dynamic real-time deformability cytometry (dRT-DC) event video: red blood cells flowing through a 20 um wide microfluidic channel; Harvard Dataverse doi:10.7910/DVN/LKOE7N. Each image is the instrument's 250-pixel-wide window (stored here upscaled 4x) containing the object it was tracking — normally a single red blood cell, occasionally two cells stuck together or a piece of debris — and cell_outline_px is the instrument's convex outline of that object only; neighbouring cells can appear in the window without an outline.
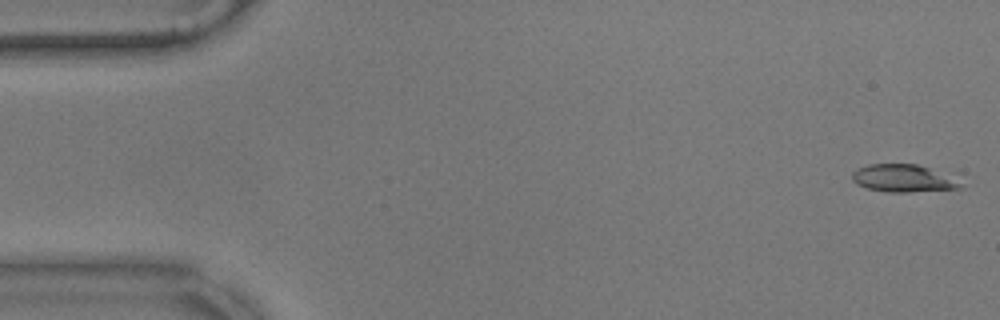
{"species": "common noctule bat (a hibernating species)", "species_latin": "Nyctalus noctula", "temperature_condition": "warm", "stored_images_in_passage": 56, "camera_frame_rate_fps": 3000, "um_per_image_px": 0.085, "animal": {"sex": "male", "body_mass_g": 17.9}, "frame": {"image": 1, "passage_image": 1, "time_ms": 0.0, "image_size_px": [1000, 320], "cell_outline_px": [[964, 188], [908, 192], [888, 192], [868, 188], [856, 184], [852, 180], [852, 172], [856, 168], [868, 164], [916, 164], [928, 168], [964, 184]], "centroid_in_image_um": [76.7, 15.16], "position_along_channel_um": 8.3, "area_um2": 17.11}}
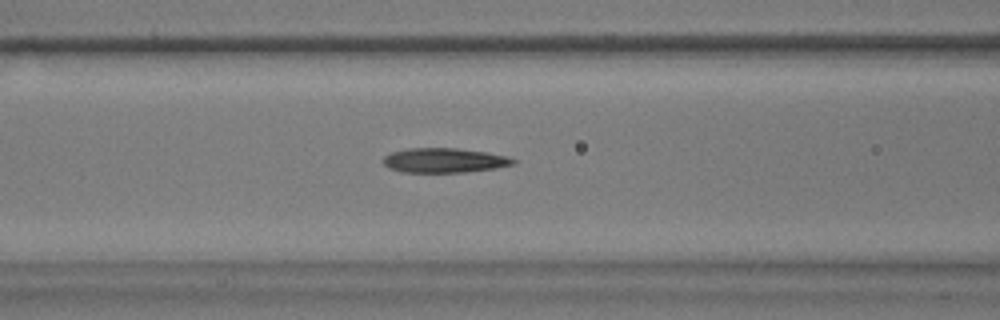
{"frame": {"image": 2, "passage_image": 22, "time_ms": 7.0, "image_size_px": [1000, 320], "cell_outline_px": [[516, 164], [496, 168], [464, 172], [400, 172], [388, 168], [384, 164], [384, 156], [392, 152], [408, 148], [456, 148], [488, 152], [508, 156], [516, 160]], "centroid_in_image_um": [37.79, 13.63], "position_along_channel_um": 128.8, "area_um2": 18.73}}
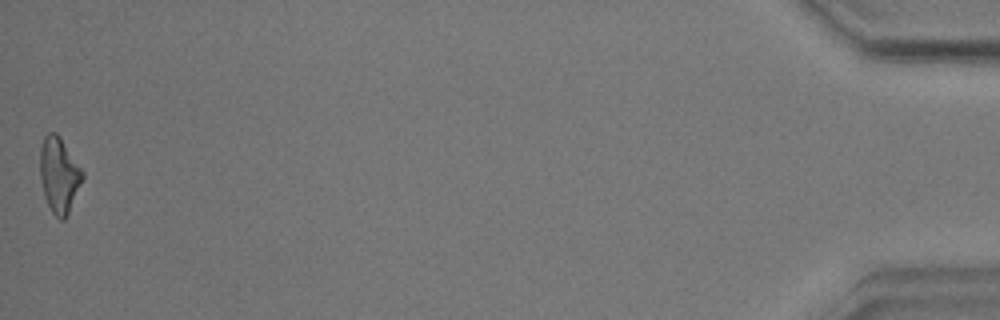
{"frame": {"image": 3, "passage_image": 56, "time_ms": 18.333, "image_size_px": [1000, 320], "cell_outline_px": [[84, 176], [68, 212], [64, 220], [60, 220], [52, 212], [44, 196], [40, 176], [40, 148], [44, 136], [48, 132], [56, 132], [60, 136], [84, 172]], "centroid_in_image_um": [5.01, 14.83], "position_along_channel_um": 430.2, "area_um2": 18.5}, "authors_computed_cell_mechanics": {"area_um2": 18.496, "velocity_mm_per_s": 3.5367, "shape_relaxation_time_tau1_ms": null, "shape_relaxation_time_tau2_ms": 3.4221, "deformation_change_tau1": null, "deformation_change_tau2": 0.1431}}